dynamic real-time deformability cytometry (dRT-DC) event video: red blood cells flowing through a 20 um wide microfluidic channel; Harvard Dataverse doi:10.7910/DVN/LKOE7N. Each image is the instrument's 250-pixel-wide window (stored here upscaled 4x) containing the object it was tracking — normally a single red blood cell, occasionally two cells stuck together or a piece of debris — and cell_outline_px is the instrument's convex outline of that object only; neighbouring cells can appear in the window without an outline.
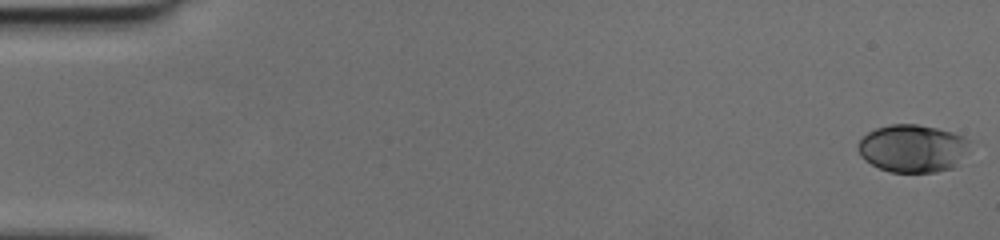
{"species": "human", "species_latin": "Homo sapiens", "temperature_condition": "cold", "stored_images_in_passage": 14, "camera_frame_rate_fps": 3000, "um_per_image_px": 0.085, "donor": {"sex": "female"}, "frame": {"image": 1, "passage_image": 1, "time_ms": 0.0, "image_size_px": [1000, 240], "cell_outline_px": [[972, 140], [956, 168], [936, 172], [892, 172], [880, 168], [864, 160], [860, 156], [856, 148], [856, 144], [868, 132], [876, 128], [888, 124], [916, 124], [936, 128], [952, 132], [964, 136]], "centroid_in_image_um": [77.57, 12.61], "position_along_channel_um": 7.4, "area_um2": 31.39}}
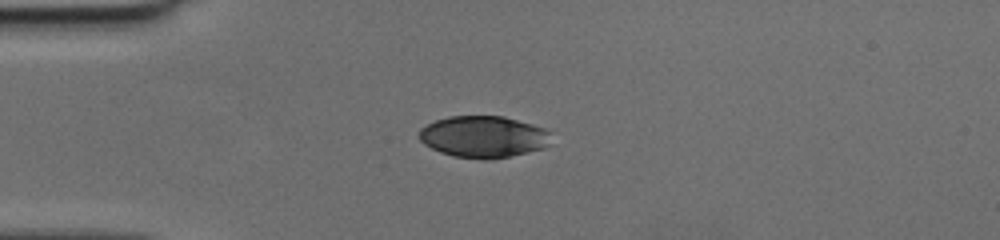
{"frame": {"image": 2, "passage_image": 14, "time_ms": 4.333, "image_size_px": [1000, 240], "cell_outline_px": [[548, 144], [544, 148], [528, 152], [508, 156], [452, 156], [440, 152], [424, 144], [420, 140], [420, 128], [436, 120], [448, 116], [504, 116], [532, 124], [544, 128], [548, 132]], "centroid_in_image_um": [41.07, 11.58], "position_along_channel_um": 43.9, "area_um2": 31.04}}